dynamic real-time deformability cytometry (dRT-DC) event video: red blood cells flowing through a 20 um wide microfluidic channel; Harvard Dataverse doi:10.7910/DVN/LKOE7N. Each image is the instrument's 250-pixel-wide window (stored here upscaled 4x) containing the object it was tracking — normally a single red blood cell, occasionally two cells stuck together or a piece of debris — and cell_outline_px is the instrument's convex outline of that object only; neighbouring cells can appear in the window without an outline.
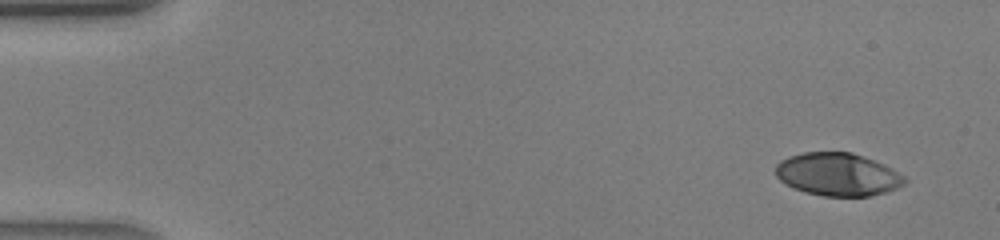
{"species": "human", "species_latin": "Homo sapiens", "temperature_condition": "warm", "stored_images_in_passage": 39, "camera_frame_rate_fps": 3000, "um_per_image_px": 0.085, "donor": {"sex": "male"}, "frame": {"image": 1, "passage_image": 1, "time_ms": 0.0, "image_size_px": [1000, 240], "cell_outline_px": [[908, 180], [904, 184], [896, 188], [884, 192], [868, 196], [824, 196], [804, 192], [780, 180], [776, 176], [776, 164], [780, 160], [788, 156], [804, 152], [852, 152], [864, 156], [884, 164], [892, 168], [904, 176]], "centroid_in_image_um": [71.21, 14.81], "position_along_channel_um": 13.8, "area_um2": 32.19}}
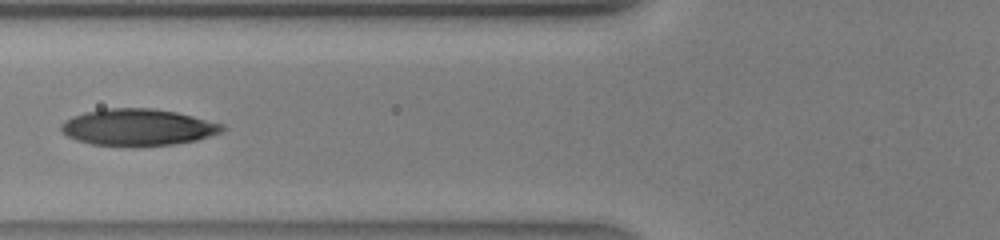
{"frame": {"image": 2, "passage_image": 15, "time_ms": 4.667, "image_size_px": [1000, 240], "cell_outline_px": [[228, 128], [224, 132], [196, 140], [172, 144], [136, 148], [92, 144], [76, 140], [68, 136], [60, 128], [60, 124], [72, 116], [84, 112], [104, 108], [152, 108], [176, 112], [224, 124]], "centroid_in_image_um": [11.74, 10.83], "position_along_channel_um": 114.1, "area_um2": 35.03}}
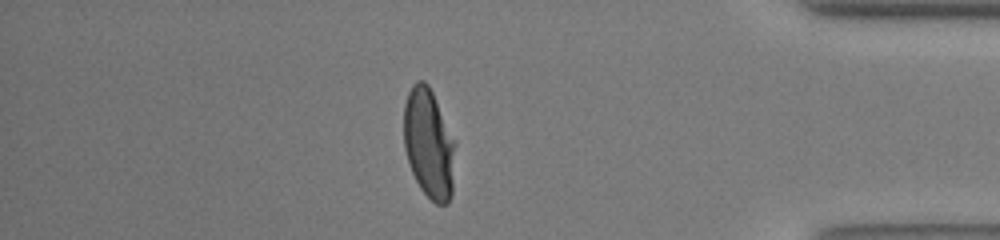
{"frame": {"image": 3, "passage_image": 34, "time_ms": 11.0, "image_size_px": [1000, 240], "cell_outline_px": [[456, 144], [452, 196], [448, 204], [436, 204], [420, 188], [412, 172], [404, 148], [404, 104], [408, 92], [412, 84], [416, 80], [424, 80], [428, 84], [456, 140]], "centroid_in_image_um": [36.47, 12.2], "position_along_channel_um": 398.7, "area_um2": 33.29}}